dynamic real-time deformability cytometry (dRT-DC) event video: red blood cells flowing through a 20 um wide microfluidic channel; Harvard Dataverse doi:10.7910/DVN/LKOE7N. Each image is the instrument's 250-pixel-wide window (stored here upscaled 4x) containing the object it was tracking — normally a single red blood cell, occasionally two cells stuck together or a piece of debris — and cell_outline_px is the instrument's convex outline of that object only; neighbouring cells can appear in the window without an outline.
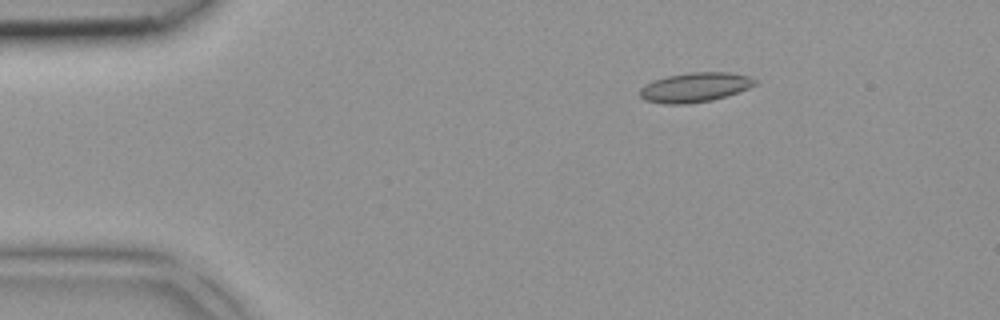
{"species": "common noctule bat (a hibernating species)", "species_latin": "Nyctalus noctula", "temperature_condition": "room temperature", "stored_images_in_passage": 3, "camera_frame_rate_fps": 3000, "um_per_image_px": 0.085, "animal": {"sex": "female", "body_mass_g": 18.4}, "frame": {"image": 1, "passage_image": 1, "time_ms": 0.0, "image_size_px": [1000, 320], "cell_outline_px": [[760, 84], [712, 100], [688, 104], [664, 104], [644, 100], [640, 96], [640, 88], [644, 84], [652, 80], [668, 76], [688, 72], [728, 72], [748, 76], [756, 80]], "centroid_in_image_um": [59.04, 7.42], "position_along_channel_um": 26.0, "area_um2": 19.88}}
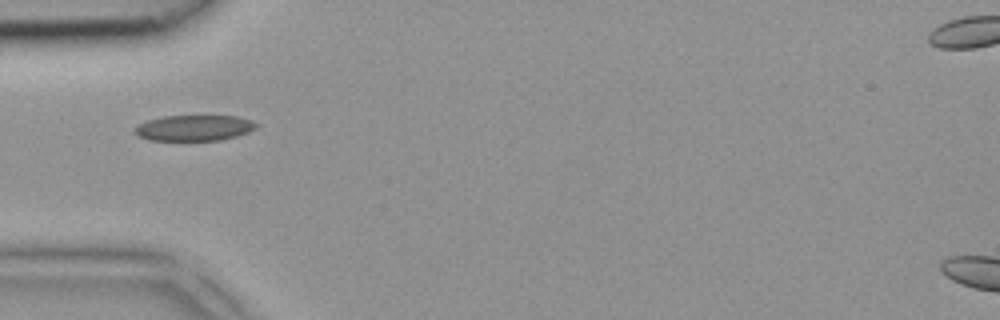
{"frame": {"image": 2, "passage_image": 3, "time_ms": 0.667, "image_size_px": [1000, 320], "cell_outline_px": [[256, 128], [248, 132], [236, 136], [220, 140], [148, 140], [136, 136], [132, 132], [140, 124], [148, 120], [164, 116], [236, 116], [252, 120], [256, 124]], "centroid_in_image_um": [16.48, 10.88], "position_along_channel_um": 68.5, "area_um2": 18.15}}